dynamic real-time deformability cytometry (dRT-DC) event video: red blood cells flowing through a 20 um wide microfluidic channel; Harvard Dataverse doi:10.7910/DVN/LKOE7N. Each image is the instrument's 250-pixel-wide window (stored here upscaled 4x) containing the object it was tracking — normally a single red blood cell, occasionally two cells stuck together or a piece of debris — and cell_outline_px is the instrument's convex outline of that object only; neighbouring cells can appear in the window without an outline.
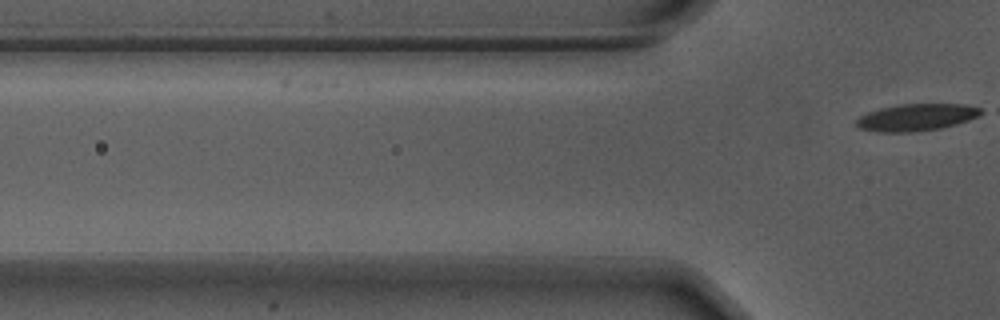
{"species": "Egyptian fruit bat (a non-hibernating species)", "species_latin": "Rousettus aegyptiacus", "temperature_condition": "warm", "stored_images_in_passage": 10, "camera_frame_rate_fps": 3000, "um_per_image_px": 0.085, "animal": {"sex": "male"}, "frame": {"image": 1, "passage_image": 10, "time_ms": 3.0, "image_size_px": [1000, 320], "cell_outline_px": [[984, 112], [968, 120], [956, 124], [940, 128], [916, 132], [876, 132], [860, 128], [856, 124], [856, 120], [860, 116], [868, 112], [880, 108], [900, 104], [964, 104], [980, 108]], "centroid_in_image_um": [77.88, 9.97], "position_along_channel_um": 47.9, "area_um2": 19.54}}